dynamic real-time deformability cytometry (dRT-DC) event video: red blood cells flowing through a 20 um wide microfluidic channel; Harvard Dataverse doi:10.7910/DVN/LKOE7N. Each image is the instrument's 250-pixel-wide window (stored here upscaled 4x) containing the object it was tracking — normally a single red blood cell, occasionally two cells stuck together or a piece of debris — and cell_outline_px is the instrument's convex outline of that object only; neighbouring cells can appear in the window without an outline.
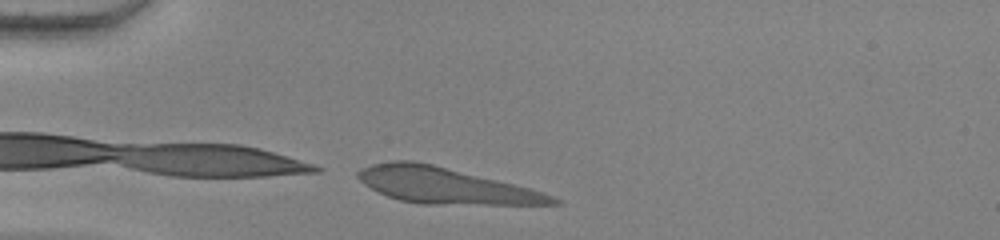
{"species": "human", "species_latin": "Homo sapiens", "temperature_condition": "warm", "stored_images_in_passage": 4, "camera_frame_rate_fps": 3000, "um_per_image_px": 0.085, "donor": {"sex": "female"}, "frame": {"image": 1, "passage_image": 4, "time_ms": 1.0, "image_size_px": [1000, 240], "cell_outline_px": [[564, 204], [424, 204], [400, 200], [388, 196], [364, 184], [356, 176], [356, 172], [360, 168], [372, 164], [392, 160], [412, 160], [432, 164], [528, 188], [552, 196], [560, 200]], "centroid_in_image_um": [37.77, 15.77], "position_along_channel_um": 47.2, "area_um2": 40.0}}